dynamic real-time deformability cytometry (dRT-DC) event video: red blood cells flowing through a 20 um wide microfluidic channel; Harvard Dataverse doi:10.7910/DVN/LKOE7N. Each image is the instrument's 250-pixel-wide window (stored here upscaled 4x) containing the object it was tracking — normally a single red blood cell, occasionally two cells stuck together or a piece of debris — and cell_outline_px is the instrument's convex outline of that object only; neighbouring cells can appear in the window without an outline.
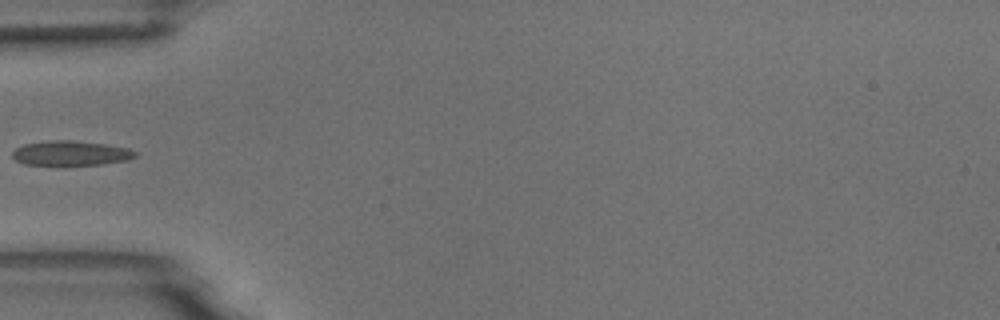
{"species": "common noctule bat (a hibernating species)", "species_latin": "Nyctalus noctula", "temperature_condition": "room temperature", "stored_images_in_passage": 6, "camera_frame_rate_fps": 3000, "um_per_image_px": 0.085, "animal": {"sex": "male", "body_mass_g": 18.8}, "frame": {"image": 1, "passage_image": 5, "time_ms": 5.667, "image_size_px": [1000, 320], "cell_outline_px": [[136, 156], [128, 160], [100, 164], [24, 164], [16, 160], [12, 156], [12, 152], [16, 148], [24, 144], [48, 140], [72, 140], [104, 144], [128, 148], [136, 152]], "centroid_in_image_um": [6.0, 13.0], "position_along_channel_um": 79.0, "area_um2": 17.4}}